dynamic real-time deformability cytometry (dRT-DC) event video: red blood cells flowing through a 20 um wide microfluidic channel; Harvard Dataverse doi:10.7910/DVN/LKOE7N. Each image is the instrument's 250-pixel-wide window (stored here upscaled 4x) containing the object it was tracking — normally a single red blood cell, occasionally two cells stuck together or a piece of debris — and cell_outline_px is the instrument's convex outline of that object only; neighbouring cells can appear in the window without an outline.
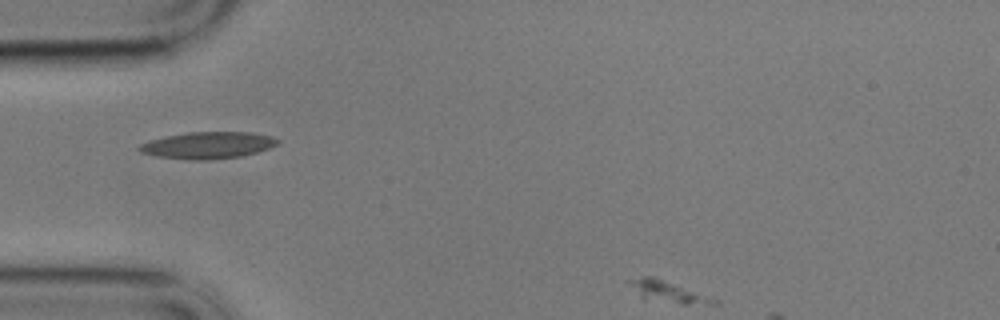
{"species": "common noctule bat (a hibernating species)", "species_latin": "Nyctalus noctula", "temperature_condition": "cold", "stored_images_in_passage": 4, "camera_frame_rate_fps": 3000, "um_per_image_px": 0.085, "animal": {"sex": "male", "body_mass_g": 17.9}, "frame": {"image": 1, "passage_image": 1, "time_ms": 0.0, "image_size_px": [1000, 320], "cell_outline_px": [[720, 304], [680, 304], [644, 300], [624, 280], [644, 276], [652, 276], [720, 300]], "centroid_in_image_um": [56.74, 24.81], "position_along_channel_um": 28.3, "area_um2": 10.69}}